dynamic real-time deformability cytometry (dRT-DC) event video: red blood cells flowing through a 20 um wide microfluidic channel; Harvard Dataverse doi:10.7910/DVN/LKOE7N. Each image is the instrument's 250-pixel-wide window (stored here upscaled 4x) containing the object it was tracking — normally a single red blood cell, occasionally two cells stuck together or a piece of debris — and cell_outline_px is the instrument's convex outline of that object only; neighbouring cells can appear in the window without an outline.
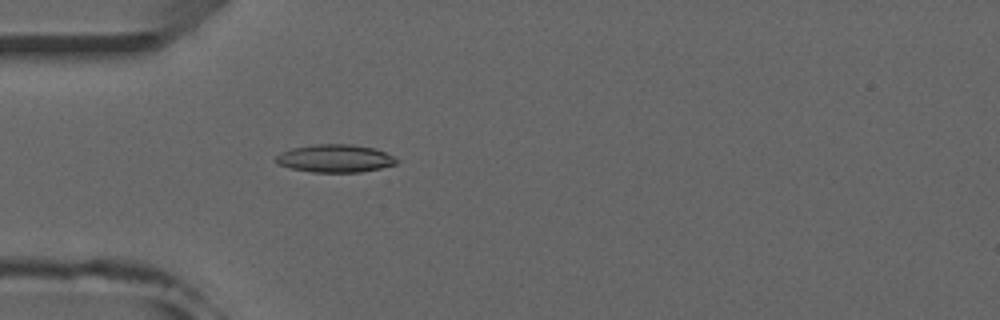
{"species": "common noctule bat (a hibernating species)", "species_latin": "Nyctalus noctula", "temperature_condition": "room temperature", "stored_images_in_passage": 52, "camera_frame_rate_fps": 3000, "um_per_image_px": 0.085, "animal": {"sex": "male", "forearm_length_mm": 52.5}, "frame": {"image": 1, "passage_image": 16, "time_ms": 5.0, "image_size_px": [1000, 320], "cell_outline_px": [[400, 160], [396, 164], [380, 168], [360, 172], [312, 172], [292, 168], [276, 164], [272, 160], [280, 152], [292, 148], [316, 144], [352, 144], [376, 148]], "centroid_in_image_um": [28.45, 13.46], "position_along_channel_um": 56.5, "area_um2": 19.71}}
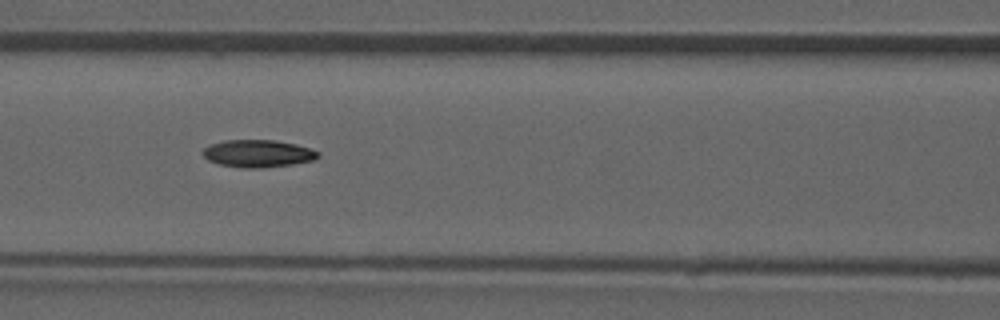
{"frame": {"image": 2, "passage_image": 23, "time_ms": 7.333, "image_size_px": [1000, 320], "cell_outline_px": [[320, 156], [312, 160], [292, 164], [260, 168], [244, 168], [220, 164], [208, 160], [200, 152], [208, 144], [224, 140], [276, 140], [296, 144], [320, 152]], "centroid_in_image_um": [21.89, 13.04], "position_along_channel_um": 144.7, "area_um2": 18.44}}
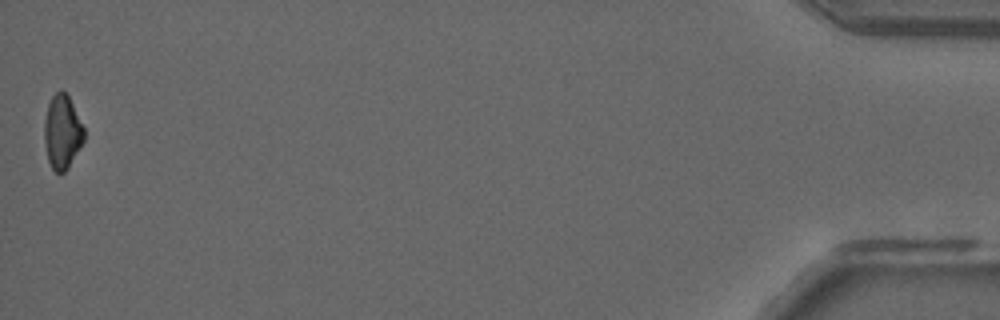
{"frame": {"image": 3, "passage_image": 52, "time_ms": 17.0, "image_size_px": [1000, 320], "cell_outline_px": [[84, 140], [68, 168], [64, 172], [56, 172], [52, 168], [48, 160], [44, 140], [44, 120], [48, 104], [52, 96], [60, 88], [68, 96], [84, 128]], "centroid_in_image_um": [5.28, 11.21], "position_along_channel_um": 429.9, "area_um2": 16.94}, "authors_computed_cell_mechanics": {"area_um2": 18.3804, "velocity_mm_per_s": 3.9775, "shape_relaxation_time_tau1_ms": null, "shape_relaxation_time_tau2_ms": 9.4738, "deformation_change_tau1": null, "deformation_change_tau2": 0.1562}}